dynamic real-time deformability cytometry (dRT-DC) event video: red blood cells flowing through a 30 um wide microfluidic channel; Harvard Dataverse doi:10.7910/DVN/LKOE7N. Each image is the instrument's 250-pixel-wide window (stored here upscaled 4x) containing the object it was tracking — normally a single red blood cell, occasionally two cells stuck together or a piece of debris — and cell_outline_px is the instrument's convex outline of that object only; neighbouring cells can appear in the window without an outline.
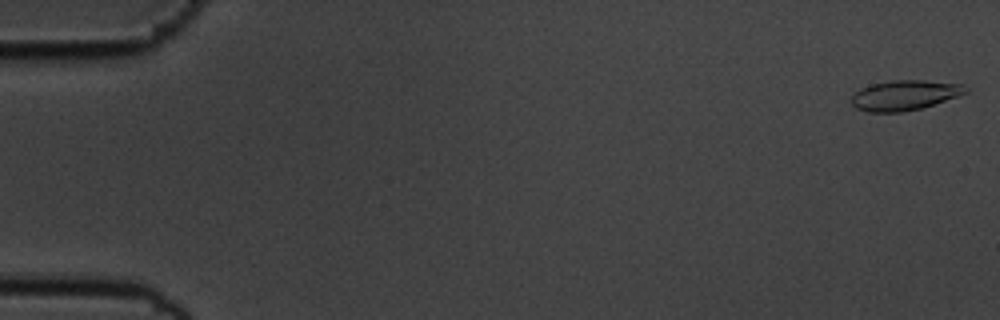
{"species": "common noctule bat (a hibernating species)", "species_latin": "Nyctalus noctula", "temperature_condition": "cold", "stored_images_in_passage": 56, "camera_frame_rate_fps": 3000, "um_per_image_px": 0.085, "animal": {"sex": "male", "body_mass_g": 19.5, "forearm_length_mm": 54.6}, "frame": {"image": 1, "passage_image": 1, "time_ms": 0.0, "image_size_px": [1000, 320], "cell_outline_px": [[968, 92], [920, 108], [904, 112], [868, 112], [856, 108], [852, 104], [852, 96], [860, 88], [872, 84], [892, 80], [924, 80], [964, 84], [968, 88]], "centroid_in_image_um": [76.88, 8.08], "position_along_channel_um": 8.1, "area_um2": 19.83}}
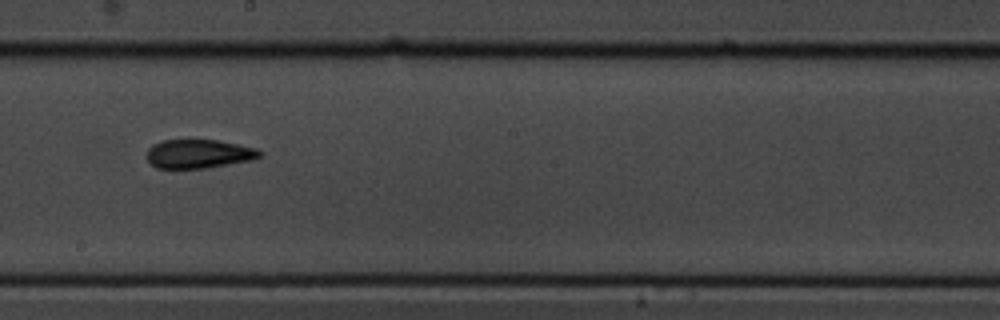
{"frame": {"image": 2, "passage_image": 32, "time_ms": 10.333, "image_size_px": [1000, 320], "cell_outline_px": [[264, 152], [260, 156], [252, 160], [204, 168], [156, 168], [148, 160], [148, 148], [152, 144], [160, 140], [216, 140], [256, 148]], "centroid_in_image_um": [16.88, 13.07], "position_along_channel_um": 231.3, "area_um2": 18.84}}
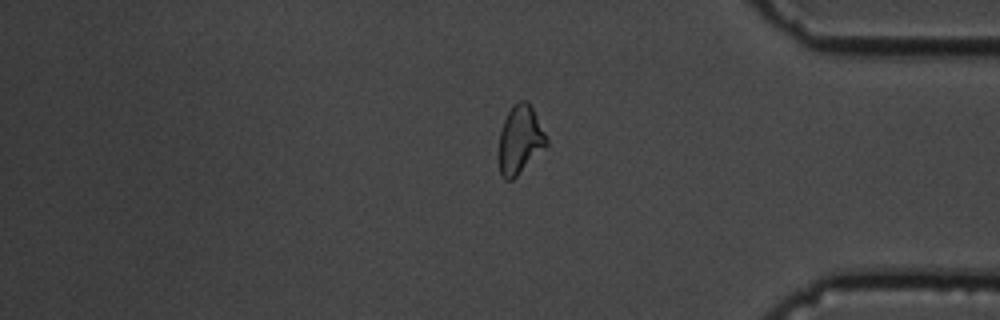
{"frame": {"image": 3, "passage_image": 47, "time_ms": 15.333, "image_size_px": [1000, 320], "cell_outline_px": [[548, 144], [512, 180], [504, 180], [500, 176], [500, 132], [504, 120], [512, 104], [520, 100], [528, 100], [548, 140]], "centroid_in_image_um": [44.19, 11.86], "position_along_channel_um": 391.0, "area_um2": 18.55}, "authors_computed_cell_mechanics": {"area_um2": 19.5364, "velocity_mm_per_s": 3.5701, "shape_relaxation_time_tau1_ms": 6.5339, "shape_relaxation_time_tau2_ms": 2.5483, "deformation_change_tau1": 0.1715, "deformation_change_tau2": 0.0972}}